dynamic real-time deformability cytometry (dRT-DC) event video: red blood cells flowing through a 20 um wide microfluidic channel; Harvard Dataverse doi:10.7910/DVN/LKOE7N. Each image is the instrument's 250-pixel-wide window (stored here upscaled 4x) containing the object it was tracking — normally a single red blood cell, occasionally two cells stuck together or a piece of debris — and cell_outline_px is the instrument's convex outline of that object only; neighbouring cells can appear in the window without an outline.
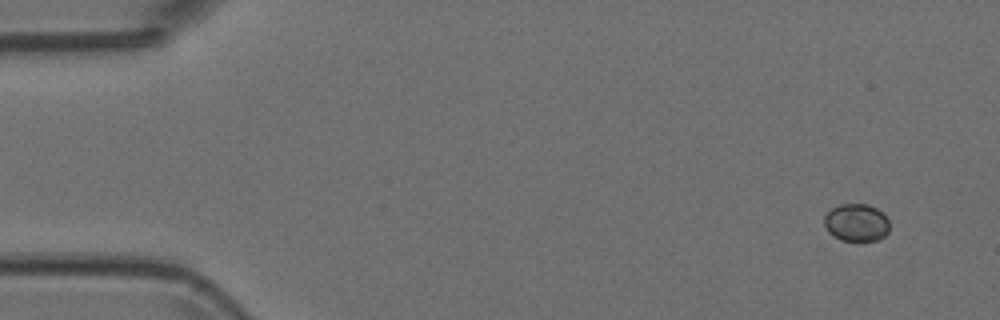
{"species": "Egyptian fruit bat (a non-hibernating species)", "species_latin": "Rousettus aegyptiacus", "temperature_condition": "room temperature", "stored_images_in_passage": 6, "camera_frame_rate_fps": 3000, "um_per_image_px": 0.085, "animal": {"sex": "female"}, "frame": {"image": 1, "passage_image": 6, "time_ms": 1.667, "image_size_px": [1000, 320], "cell_outline_px": [[888, 232], [884, 236], [876, 240], [844, 240], [828, 232], [824, 224], [824, 216], [832, 208], [840, 204], [868, 204], [876, 208], [888, 220]], "centroid_in_image_um": [72.78, 18.9], "position_along_channel_um": 12.2, "area_um2": 13.99}}